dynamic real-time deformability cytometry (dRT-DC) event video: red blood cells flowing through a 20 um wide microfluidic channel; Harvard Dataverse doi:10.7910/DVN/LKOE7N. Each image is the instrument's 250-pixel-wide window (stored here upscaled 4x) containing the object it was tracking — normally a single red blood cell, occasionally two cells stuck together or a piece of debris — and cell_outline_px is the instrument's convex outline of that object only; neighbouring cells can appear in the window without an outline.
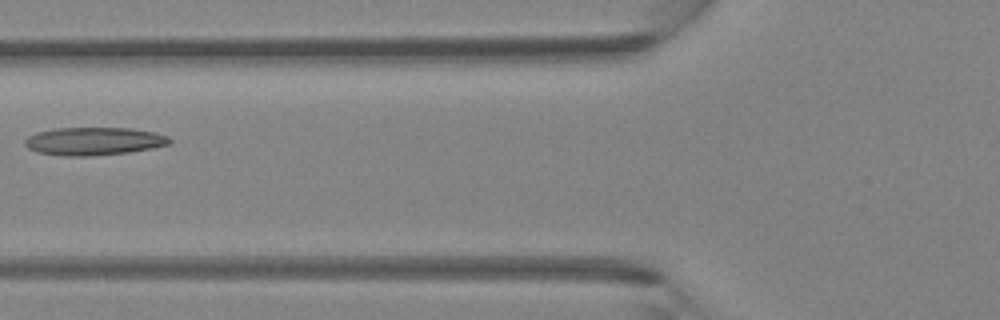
{"species": "Egyptian fruit bat (a non-hibernating species)", "species_latin": "Rousettus aegyptiacus", "temperature_condition": "room temperature", "stored_images_in_passage": 2, "camera_frame_rate_fps": 3000, "um_per_image_px": 0.085, "animal": {"sex": "female"}, "frame": {"image": 1, "passage_image": 2, "time_ms": 0.333, "image_size_px": [1000, 320], "cell_outline_px": [[172, 140], [168, 144], [152, 148], [128, 152], [92, 156], [64, 156], [36, 152], [28, 148], [24, 144], [24, 140], [28, 136], [36, 132], [56, 128], [132, 128], [156, 132], [168, 136]], "centroid_in_image_um": [7.96, 12.0], "position_along_channel_um": 117.8, "area_um2": 23.7}}